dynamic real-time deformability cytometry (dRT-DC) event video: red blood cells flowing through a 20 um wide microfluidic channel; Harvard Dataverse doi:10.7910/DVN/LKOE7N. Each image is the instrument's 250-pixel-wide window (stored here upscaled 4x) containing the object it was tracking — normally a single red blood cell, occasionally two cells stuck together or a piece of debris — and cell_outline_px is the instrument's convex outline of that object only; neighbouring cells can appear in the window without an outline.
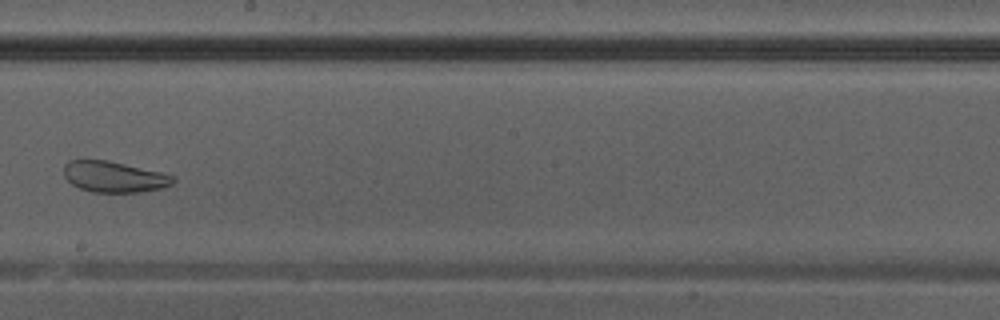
{"species": "Egyptian fruit bat (a non-hibernating species)", "species_latin": "Rousettus aegyptiacus", "temperature_condition": "warm", "stored_images_in_passage": 31, "camera_frame_rate_fps": 3000, "um_per_image_px": 0.085, "animal": {"sex": "male"}, "frame": {"image": 1, "passage_image": 14, "time_ms": 4.333, "image_size_px": [1000, 320], "cell_outline_px": [[176, 180], [172, 184], [160, 188], [140, 192], [92, 192], [80, 188], [72, 184], [64, 176], [64, 164], [68, 160], [108, 160], [160, 172], [172, 176]], "centroid_in_image_um": [9.66, 15.02], "position_along_channel_um": 238.5, "area_um2": 19.54}}
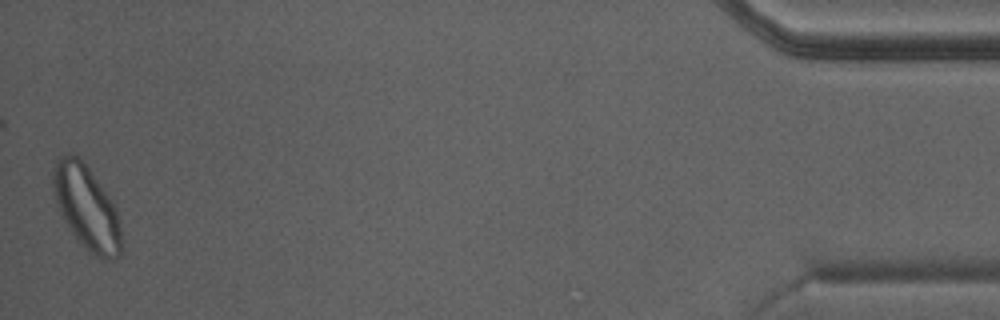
{"frame": {"image": 2, "passage_image": 31, "time_ms": 10.0, "image_size_px": [1000, 320], "cell_outline_px": [[124, 252], [120, 256], [112, 260], [100, 260], [88, 252], [72, 232], [64, 220], [56, 204], [52, 192], [52, 172], [56, 156], [80, 156], [108, 196], [116, 208], [124, 248]], "centroid_in_image_um": [7.36, 17.69], "position_along_channel_um": 427.8, "area_um2": 33.76}}